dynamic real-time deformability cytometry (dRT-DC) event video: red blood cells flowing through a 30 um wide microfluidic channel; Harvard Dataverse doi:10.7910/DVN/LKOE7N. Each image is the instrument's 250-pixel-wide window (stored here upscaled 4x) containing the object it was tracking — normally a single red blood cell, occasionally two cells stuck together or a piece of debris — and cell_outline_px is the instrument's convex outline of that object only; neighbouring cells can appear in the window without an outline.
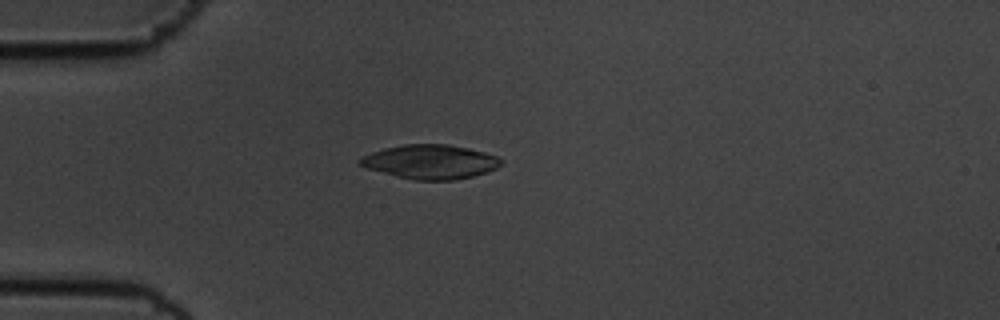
{"species": "common noctule bat (a hibernating species)", "species_latin": "Nyctalus noctula", "temperature_condition": "cold", "stored_images_in_passage": 46, "camera_frame_rate_fps": 3000, "um_per_image_px": 0.085, "animal": {"sex": "male", "body_mass_g": 19.5, "forearm_length_mm": 54.6}, "frame": {"image": 1, "passage_image": 5, "time_ms": 1.333, "image_size_px": [1000, 320], "cell_outline_px": [[504, 160], [496, 168], [472, 176], [452, 180], [412, 180], [396, 176], [368, 168], [356, 164], [356, 160], [372, 152], [384, 148], [404, 144], [448, 144], [468, 148], [484, 152], [496, 156]], "centroid_in_image_um": [36.55, 13.75], "position_along_channel_um": 48.5, "area_um2": 27.98}}
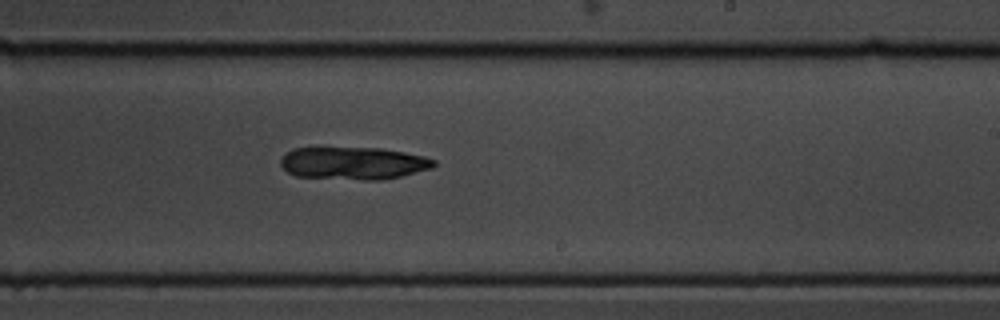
{"frame": {"image": 2, "passage_image": 24, "time_ms": 7.667, "image_size_px": [1000, 320], "cell_outline_px": [[436, 164], [432, 168], [400, 176], [380, 180], [360, 180], [296, 176], [288, 172], [280, 164], [280, 160], [292, 148], [316, 144], [324, 144], [380, 148], [404, 152], [424, 156], [436, 160]], "centroid_in_image_um": [29.96, 13.81], "position_along_channel_um": 259.0, "area_um2": 30.35}}
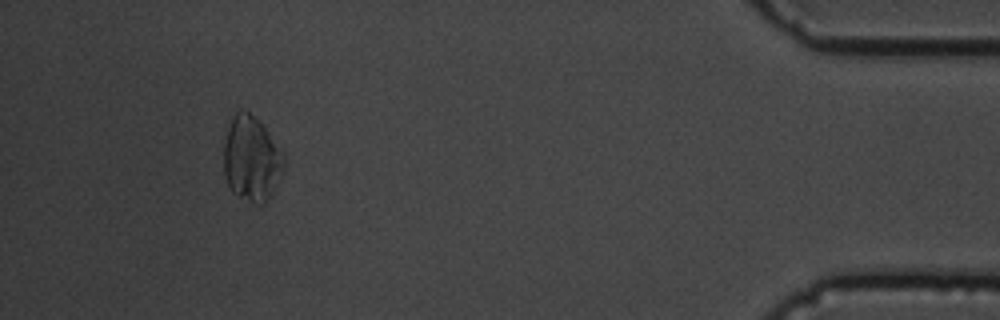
{"frame": {"image": 3, "passage_image": 42, "time_ms": 13.667, "image_size_px": [1000, 320], "cell_outline_px": [[284, 172], [272, 192], [264, 204], [260, 204], [248, 200], [232, 192], [224, 176], [224, 144], [228, 128], [232, 116], [240, 108], [248, 112], [264, 128], [284, 152]], "centroid_in_image_um": [21.38, 13.5], "position_along_channel_um": 413.8, "area_um2": 29.54}, "authors_computed_cell_mechanics": {"area_um2": 29.3624, "velocity_mm_per_s": 3.5753, "shape_relaxation_time_tau1_ms": 3.7615, "shape_relaxation_time_tau2_ms": null, "deformation_change_tau1": 0.1119, "deformation_change_tau2": null}}